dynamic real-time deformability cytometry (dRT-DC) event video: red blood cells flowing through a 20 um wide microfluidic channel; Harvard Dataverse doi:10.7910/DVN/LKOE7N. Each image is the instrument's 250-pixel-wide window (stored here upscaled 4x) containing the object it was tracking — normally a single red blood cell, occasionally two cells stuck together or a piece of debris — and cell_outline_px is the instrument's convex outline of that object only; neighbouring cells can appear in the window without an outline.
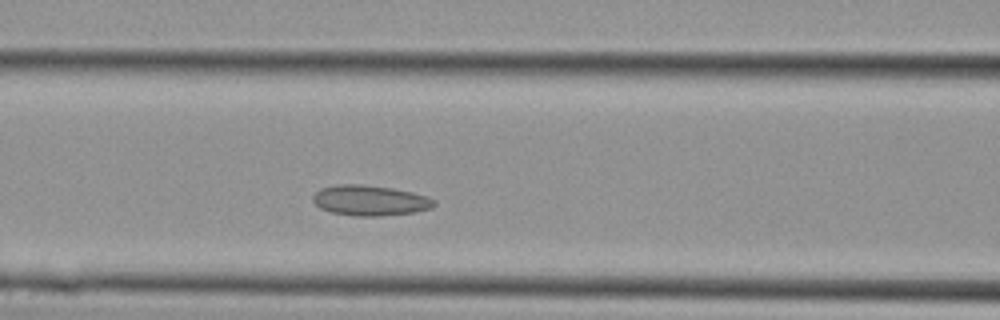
{"species": "Egyptian fruit bat (a non-hibernating species)", "species_latin": "Rousettus aegyptiacus", "temperature_condition": "cold", "stored_images_in_passage": 10, "camera_frame_rate_fps": 3000, "um_per_image_px": 0.085, "animal": {"sex": "female"}, "frame": {"image": 1, "passage_image": 6, "time_ms": 1.667, "image_size_px": [1000, 320], "cell_outline_px": [[436, 204], [432, 208], [412, 212], [380, 216], [356, 216], [332, 212], [320, 208], [312, 200], [312, 196], [320, 188], [340, 184], [360, 184], [392, 188], [412, 192], [428, 196], [436, 200]], "centroid_in_image_um": [31.46, 17.03], "position_along_channel_um": 135.1, "area_um2": 21.44}}
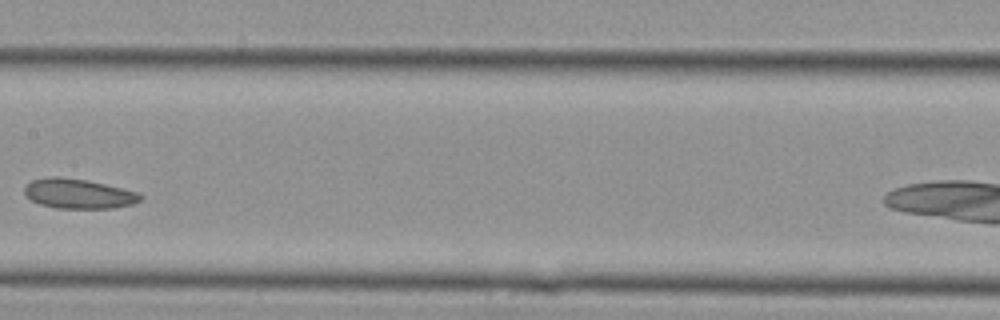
{"frame": {"image": 2, "passage_image": 9, "time_ms": 2.667, "image_size_px": [1000, 320], "cell_outline_px": [[144, 196], [140, 200], [132, 204], [112, 208], [56, 208], [40, 204], [32, 200], [24, 192], [24, 188], [32, 180], [48, 176], [56, 176], [88, 180], [136, 192]], "centroid_in_image_um": [6.65, 16.46], "position_along_channel_um": 200.7, "area_um2": 19.88}}